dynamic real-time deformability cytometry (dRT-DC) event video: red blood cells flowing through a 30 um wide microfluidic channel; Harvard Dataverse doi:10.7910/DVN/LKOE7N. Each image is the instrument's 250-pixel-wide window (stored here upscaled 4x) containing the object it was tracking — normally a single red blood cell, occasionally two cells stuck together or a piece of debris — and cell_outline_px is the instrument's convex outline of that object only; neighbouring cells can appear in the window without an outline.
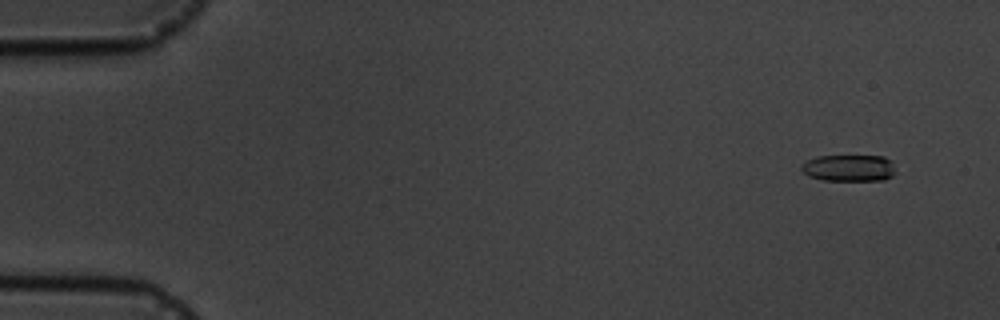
{"species": "common noctule bat (a hibernating species)", "species_latin": "Nyctalus noctula", "temperature_condition": "cold", "stored_images_in_passage": 5, "camera_frame_rate_fps": 3000, "um_per_image_px": 0.085, "animal": {"sex": "male", "body_mass_g": 19.5, "forearm_length_mm": 54.6}, "frame": {"image": 1, "passage_image": 2, "time_ms": 1.0, "image_size_px": [1000, 320], "cell_outline_px": [[896, 172], [892, 176], [884, 180], [824, 180], [808, 176], [800, 168], [808, 160], [816, 156], [884, 156], [892, 164]], "centroid_in_image_um": [72.17, 14.28], "position_along_channel_um": 12.8, "area_um2": 14.51}}
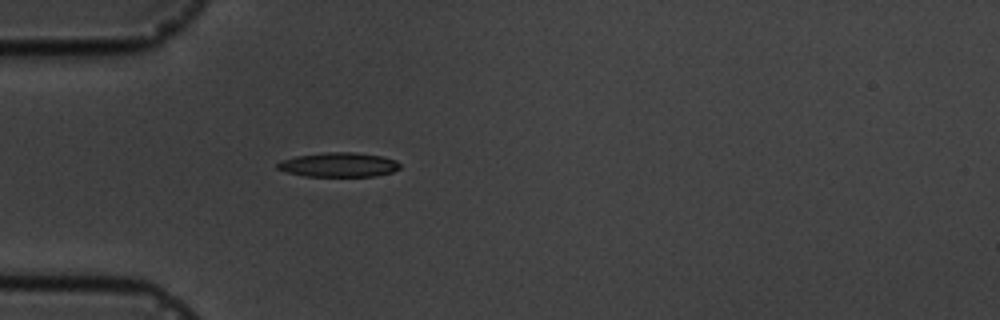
{"frame": {"image": 2, "passage_image": 5, "time_ms": 5.333, "image_size_px": [1000, 320], "cell_outline_px": [[400, 168], [392, 172], [376, 176], [304, 176], [288, 172], [276, 168], [276, 164], [280, 160], [296, 156], [324, 152], [352, 152], [384, 156], [396, 160], [400, 164]], "centroid_in_image_um": [28.79, 14.0], "position_along_channel_um": 56.2, "area_um2": 17.51}}